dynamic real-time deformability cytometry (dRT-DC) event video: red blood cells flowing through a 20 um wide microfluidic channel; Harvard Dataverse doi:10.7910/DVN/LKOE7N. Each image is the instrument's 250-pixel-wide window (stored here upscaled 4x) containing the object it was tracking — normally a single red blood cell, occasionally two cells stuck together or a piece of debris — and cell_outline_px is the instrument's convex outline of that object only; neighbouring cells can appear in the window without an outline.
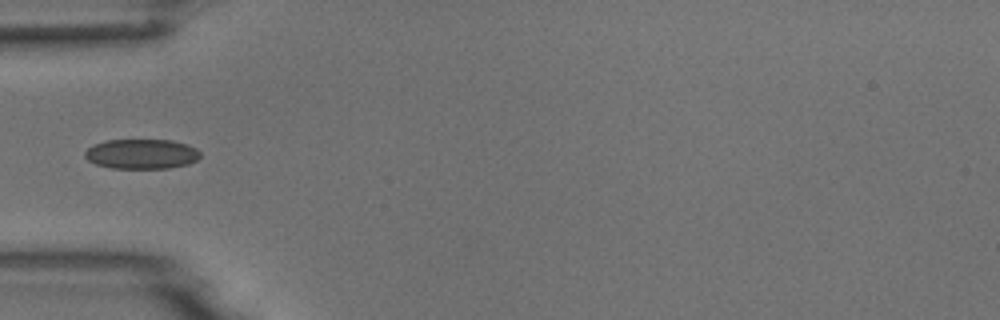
{"species": "common noctule bat (a hibernating species)", "species_latin": "Nyctalus noctula", "temperature_condition": "room temperature", "stored_images_in_passage": 6, "camera_frame_rate_fps": 3000, "um_per_image_px": 0.085, "animal": {"sex": "male", "body_mass_g": 18.8}, "frame": {"image": 1, "passage_image": 5, "time_ms": 1.333, "image_size_px": [1000, 320], "cell_outline_px": [[200, 156], [196, 160], [188, 164], [168, 168], [112, 168], [96, 164], [88, 160], [84, 156], [84, 152], [92, 144], [108, 140], [172, 140], [188, 144], [196, 148], [200, 152]], "centroid_in_image_um": [12.03, 13.08], "position_along_channel_um": 73.0, "area_um2": 20.11}}